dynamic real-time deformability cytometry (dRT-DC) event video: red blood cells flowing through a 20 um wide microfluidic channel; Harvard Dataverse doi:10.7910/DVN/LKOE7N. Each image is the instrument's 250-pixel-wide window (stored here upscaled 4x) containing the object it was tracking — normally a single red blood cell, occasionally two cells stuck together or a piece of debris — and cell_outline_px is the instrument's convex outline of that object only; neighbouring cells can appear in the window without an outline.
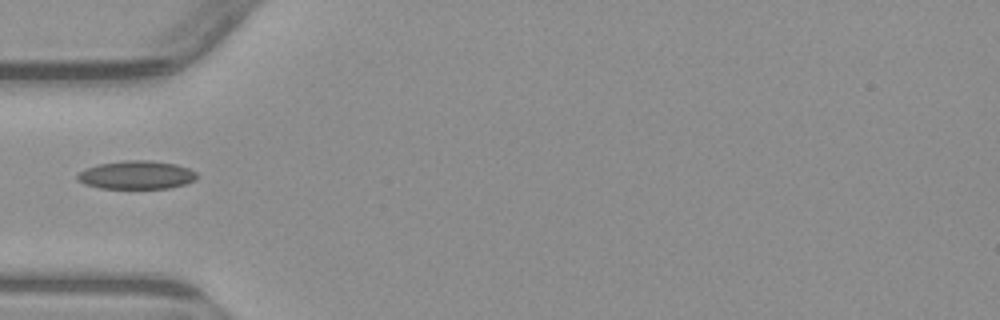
{"species": "common noctule bat (a hibernating species)", "species_latin": "Nyctalus noctula", "temperature_condition": "warm", "stored_images_in_passage": 5, "camera_frame_rate_fps": 3000, "um_per_image_px": 0.085, "animal": {"sex": "male", "body_mass_g": 23.1, "forearm_length_mm": 52.7}, "frame": {"image": 1, "passage_image": 5, "time_ms": 4.667, "image_size_px": [1000, 320], "cell_outline_px": [[196, 180], [184, 184], [168, 188], [100, 188], [84, 184], [76, 180], [76, 176], [84, 168], [100, 164], [124, 160], [148, 160], [176, 164], [188, 168], [196, 172]], "centroid_in_image_um": [11.57, 14.87], "position_along_channel_um": 73.4, "area_um2": 19.71}}